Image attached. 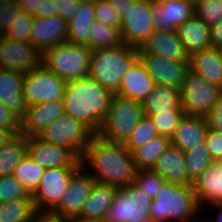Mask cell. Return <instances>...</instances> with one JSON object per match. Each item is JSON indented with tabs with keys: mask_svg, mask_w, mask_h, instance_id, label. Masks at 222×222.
Returning a JSON list of instances; mask_svg holds the SVG:
<instances>
[{
	"mask_svg": "<svg viewBox=\"0 0 222 222\" xmlns=\"http://www.w3.org/2000/svg\"><path fill=\"white\" fill-rule=\"evenodd\" d=\"M157 135L159 134L150 117L144 116L123 144L132 152L134 149L143 146Z\"/></svg>",
	"mask_w": 222,
	"mask_h": 222,
	"instance_id": "cell-37",
	"label": "cell"
},
{
	"mask_svg": "<svg viewBox=\"0 0 222 222\" xmlns=\"http://www.w3.org/2000/svg\"><path fill=\"white\" fill-rule=\"evenodd\" d=\"M186 169L189 180L193 183L213 161L206 142L199 144L193 149L185 151Z\"/></svg>",
	"mask_w": 222,
	"mask_h": 222,
	"instance_id": "cell-36",
	"label": "cell"
},
{
	"mask_svg": "<svg viewBox=\"0 0 222 222\" xmlns=\"http://www.w3.org/2000/svg\"><path fill=\"white\" fill-rule=\"evenodd\" d=\"M81 165L92 171L87 172L95 182L118 188L132 183L137 172L132 152L123 143L108 142L96 134L85 148Z\"/></svg>",
	"mask_w": 222,
	"mask_h": 222,
	"instance_id": "cell-1",
	"label": "cell"
},
{
	"mask_svg": "<svg viewBox=\"0 0 222 222\" xmlns=\"http://www.w3.org/2000/svg\"><path fill=\"white\" fill-rule=\"evenodd\" d=\"M89 47L94 49H110L122 44L120 30L104 25L95 20L90 27Z\"/></svg>",
	"mask_w": 222,
	"mask_h": 222,
	"instance_id": "cell-34",
	"label": "cell"
},
{
	"mask_svg": "<svg viewBox=\"0 0 222 222\" xmlns=\"http://www.w3.org/2000/svg\"><path fill=\"white\" fill-rule=\"evenodd\" d=\"M190 69L204 80L222 88V54L220 48L211 46L190 55Z\"/></svg>",
	"mask_w": 222,
	"mask_h": 222,
	"instance_id": "cell-27",
	"label": "cell"
},
{
	"mask_svg": "<svg viewBox=\"0 0 222 222\" xmlns=\"http://www.w3.org/2000/svg\"><path fill=\"white\" fill-rule=\"evenodd\" d=\"M138 50L139 54H152L169 60H190V55L176 31L161 32L154 30Z\"/></svg>",
	"mask_w": 222,
	"mask_h": 222,
	"instance_id": "cell-21",
	"label": "cell"
},
{
	"mask_svg": "<svg viewBox=\"0 0 222 222\" xmlns=\"http://www.w3.org/2000/svg\"><path fill=\"white\" fill-rule=\"evenodd\" d=\"M138 57L139 50L126 44L110 49H94L88 76L116 94L123 75Z\"/></svg>",
	"mask_w": 222,
	"mask_h": 222,
	"instance_id": "cell-4",
	"label": "cell"
},
{
	"mask_svg": "<svg viewBox=\"0 0 222 222\" xmlns=\"http://www.w3.org/2000/svg\"><path fill=\"white\" fill-rule=\"evenodd\" d=\"M15 0H0V5H5L6 3L12 2Z\"/></svg>",
	"mask_w": 222,
	"mask_h": 222,
	"instance_id": "cell-59",
	"label": "cell"
},
{
	"mask_svg": "<svg viewBox=\"0 0 222 222\" xmlns=\"http://www.w3.org/2000/svg\"><path fill=\"white\" fill-rule=\"evenodd\" d=\"M144 116H159L164 113H185L181 104L180 89L156 84L142 102Z\"/></svg>",
	"mask_w": 222,
	"mask_h": 222,
	"instance_id": "cell-23",
	"label": "cell"
},
{
	"mask_svg": "<svg viewBox=\"0 0 222 222\" xmlns=\"http://www.w3.org/2000/svg\"><path fill=\"white\" fill-rule=\"evenodd\" d=\"M149 1L156 5V4L161 3V2H163L165 0H149Z\"/></svg>",
	"mask_w": 222,
	"mask_h": 222,
	"instance_id": "cell-60",
	"label": "cell"
},
{
	"mask_svg": "<svg viewBox=\"0 0 222 222\" xmlns=\"http://www.w3.org/2000/svg\"><path fill=\"white\" fill-rule=\"evenodd\" d=\"M64 114L63 101L30 104L21 117L20 133L27 137H38L50 124Z\"/></svg>",
	"mask_w": 222,
	"mask_h": 222,
	"instance_id": "cell-17",
	"label": "cell"
},
{
	"mask_svg": "<svg viewBox=\"0 0 222 222\" xmlns=\"http://www.w3.org/2000/svg\"><path fill=\"white\" fill-rule=\"evenodd\" d=\"M191 4L196 5L201 0H188Z\"/></svg>",
	"mask_w": 222,
	"mask_h": 222,
	"instance_id": "cell-61",
	"label": "cell"
},
{
	"mask_svg": "<svg viewBox=\"0 0 222 222\" xmlns=\"http://www.w3.org/2000/svg\"><path fill=\"white\" fill-rule=\"evenodd\" d=\"M165 179L152 169H139L136 172L133 183L139 187L146 196L153 200L165 183Z\"/></svg>",
	"mask_w": 222,
	"mask_h": 222,
	"instance_id": "cell-39",
	"label": "cell"
},
{
	"mask_svg": "<svg viewBox=\"0 0 222 222\" xmlns=\"http://www.w3.org/2000/svg\"><path fill=\"white\" fill-rule=\"evenodd\" d=\"M202 211L192 185L165 182L152 200L149 217L156 222H184Z\"/></svg>",
	"mask_w": 222,
	"mask_h": 222,
	"instance_id": "cell-3",
	"label": "cell"
},
{
	"mask_svg": "<svg viewBox=\"0 0 222 222\" xmlns=\"http://www.w3.org/2000/svg\"><path fill=\"white\" fill-rule=\"evenodd\" d=\"M94 11L95 20L120 30L121 23L119 21L118 13L109 0H98L94 2Z\"/></svg>",
	"mask_w": 222,
	"mask_h": 222,
	"instance_id": "cell-43",
	"label": "cell"
},
{
	"mask_svg": "<svg viewBox=\"0 0 222 222\" xmlns=\"http://www.w3.org/2000/svg\"><path fill=\"white\" fill-rule=\"evenodd\" d=\"M30 222H60V218L51 213H37Z\"/></svg>",
	"mask_w": 222,
	"mask_h": 222,
	"instance_id": "cell-53",
	"label": "cell"
},
{
	"mask_svg": "<svg viewBox=\"0 0 222 222\" xmlns=\"http://www.w3.org/2000/svg\"><path fill=\"white\" fill-rule=\"evenodd\" d=\"M208 124L205 117L185 114L178 124L171 144L188 151L205 142Z\"/></svg>",
	"mask_w": 222,
	"mask_h": 222,
	"instance_id": "cell-25",
	"label": "cell"
},
{
	"mask_svg": "<svg viewBox=\"0 0 222 222\" xmlns=\"http://www.w3.org/2000/svg\"><path fill=\"white\" fill-rule=\"evenodd\" d=\"M143 117L142 102L114 94L106 117L96 135L108 142L124 143Z\"/></svg>",
	"mask_w": 222,
	"mask_h": 222,
	"instance_id": "cell-6",
	"label": "cell"
},
{
	"mask_svg": "<svg viewBox=\"0 0 222 222\" xmlns=\"http://www.w3.org/2000/svg\"><path fill=\"white\" fill-rule=\"evenodd\" d=\"M37 213L31 196L0 202V222H30Z\"/></svg>",
	"mask_w": 222,
	"mask_h": 222,
	"instance_id": "cell-33",
	"label": "cell"
},
{
	"mask_svg": "<svg viewBox=\"0 0 222 222\" xmlns=\"http://www.w3.org/2000/svg\"><path fill=\"white\" fill-rule=\"evenodd\" d=\"M200 216H202V215H201V214H198L196 217H194V218H192V219H190V220L184 221V222H208L206 218H203V216H202V217H200ZM199 217H200V218H199ZM203 219H204V220H203ZM205 219H206V220H205Z\"/></svg>",
	"mask_w": 222,
	"mask_h": 222,
	"instance_id": "cell-57",
	"label": "cell"
},
{
	"mask_svg": "<svg viewBox=\"0 0 222 222\" xmlns=\"http://www.w3.org/2000/svg\"><path fill=\"white\" fill-rule=\"evenodd\" d=\"M152 200L133 182L119 188L104 222H140L149 216Z\"/></svg>",
	"mask_w": 222,
	"mask_h": 222,
	"instance_id": "cell-10",
	"label": "cell"
},
{
	"mask_svg": "<svg viewBox=\"0 0 222 222\" xmlns=\"http://www.w3.org/2000/svg\"><path fill=\"white\" fill-rule=\"evenodd\" d=\"M33 16L21 11L8 26L3 36L20 42L31 43Z\"/></svg>",
	"mask_w": 222,
	"mask_h": 222,
	"instance_id": "cell-38",
	"label": "cell"
},
{
	"mask_svg": "<svg viewBox=\"0 0 222 222\" xmlns=\"http://www.w3.org/2000/svg\"><path fill=\"white\" fill-rule=\"evenodd\" d=\"M170 145V138L157 135L143 146L134 149L132 151V156L137 170L152 169L157 162V159L166 151Z\"/></svg>",
	"mask_w": 222,
	"mask_h": 222,
	"instance_id": "cell-32",
	"label": "cell"
},
{
	"mask_svg": "<svg viewBox=\"0 0 222 222\" xmlns=\"http://www.w3.org/2000/svg\"><path fill=\"white\" fill-rule=\"evenodd\" d=\"M154 12L155 4L149 0H136L121 22L122 44L140 49L154 31Z\"/></svg>",
	"mask_w": 222,
	"mask_h": 222,
	"instance_id": "cell-11",
	"label": "cell"
},
{
	"mask_svg": "<svg viewBox=\"0 0 222 222\" xmlns=\"http://www.w3.org/2000/svg\"><path fill=\"white\" fill-rule=\"evenodd\" d=\"M43 65V53L32 43L3 37L0 42V68L23 75Z\"/></svg>",
	"mask_w": 222,
	"mask_h": 222,
	"instance_id": "cell-13",
	"label": "cell"
},
{
	"mask_svg": "<svg viewBox=\"0 0 222 222\" xmlns=\"http://www.w3.org/2000/svg\"><path fill=\"white\" fill-rule=\"evenodd\" d=\"M139 58L154 79L155 84L180 89L190 69L189 61L169 60L152 54H139Z\"/></svg>",
	"mask_w": 222,
	"mask_h": 222,
	"instance_id": "cell-16",
	"label": "cell"
},
{
	"mask_svg": "<svg viewBox=\"0 0 222 222\" xmlns=\"http://www.w3.org/2000/svg\"><path fill=\"white\" fill-rule=\"evenodd\" d=\"M140 222H156V221L148 216L147 218L142 219Z\"/></svg>",
	"mask_w": 222,
	"mask_h": 222,
	"instance_id": "cell-58",
	"label": "cell"
},
{
	"mask_svg": "<svg viewBox=\"0 0 222 222\" xmlns=\"http://www.w3.org/2000/svg\"><path fill=\"white\" fill-rule=\"evenodd\" d=\"M56 15L53 0H39V14L36 17L48 18Z\"/></svg>",
	"mask_w": 222,
	"mask_h": 222,
	"instance_id": "cell-51",
	"label": "cell"
},
{
	"mask_svg": "<svg viewBox=\"0 0 222 222\" xmlns=\"http://www.w3.org/2000/svg\"><path fill=\"white\" fill-rule=\"evenodd\" d=\"M205 118L208 128L222 133V94Z\"/></svg>",
	"mask_w": 222,
	"mask_h": 222,
	"instance_id": "cell-48",
	"label": "cell"
},
{
	"mask_svg": "<svg viewBox=\"0 0 222 222\" xmlns=\"http://www.w3.org/2000/svg\"><path fill=\"white\" fill-rule=\"evenodd\" d=\"M28 137L16 134L0 148V177L12 175L20 161L27 155Z\"/></svg>",
	"mask_w": 222,
	"mask_h": 222,
	"instance_id": "cell-31",
	"label": "cell"
},
{
	"mask_svg": "<svg viewBox=\"0 0 222 222\" xmlns=\"http://www.w3.org/2000/svg\"><path fill=\"white\" fill-rule=\"evenodd\" d=\"M21 10L36 17L39 14V0H16Z\"/></svg>",
	"mask_w": 222,
	"mask_h": 222,
	"instance_id": "cell-50",
	"label": "cell"
},
{
	"mask_svg": "<svg viewBox=\"0 0 222 222\" xmlns=\"http://www.w3.org/2000/svg\"><path fill=\"white\" fill-rule=\"evenodd\" d=\"M80 168H46L39 186L31 194L38 213H51L68 189L72 176Z\"/></svg>",
	"mask_w": 222,
	"mask_h": 222,
	"instance_id": "cell-12",
	"label": "cell"
},
{
	"mask_svg": "<svg viewBox=\"0 0 222 222\" xmlns=\"http://www.w3.org/2000/svg\"><path fill=\"white\" fill-rule=\"evenodd\" d=\"M95 180L81 167L71 178L68 189L63 195L58 206L51 212L58 218L79 216L83 204L89 197Z\"/></svg>",
	"mask_w": 222,
	"mask_h": 222,
	"instance_id": "cell-15",
	"label": "cell"
},
{
	"mask_svg": "<svg viewBox=\"0 0 222 222\" xmlns=\"http://www.w3.org/2000/svg\"><path fill=\"white\" fill-rule=\"evenodd\" d=\"M24 75L9 69L0 68V102L22 117L26 112L23 95Z\"/></svg>",
	"mask_w": 222,
	"mask_h": 222,
	"instance_id": "cell-26",
	"label": "cell"
},
{
	"mask_svg": "<svg viewBox=\"0 0 222 222\" xmlns=\"http://www.w3.org/2000/svg\"><path fill=\"white\" fill-rule=\"evenodd\" d=\"M95 21L94 3L81 1L74 16L67 21L68 42L89 47L90 27Z\"/></svg>",
	"mask_w": 222,
	"mask_h": 222,
	"instance_id": "cell-30",
	"label": "cell"
},
{
	"mask_svg": "<svg viewBox=\"0 0 222 222\" xmlns=\"http://www.w3.org/2000/svg\"><path fill=\"white\" fill-rule=\"evenodd\" d=\"M31 194L13 176L0 177V202H8L15 198H29Z\"/></svg>",
	"mask_w": 222,
	"mask_h": 222,
	"instance_id": "cell-41",
	"label": "cell"
},
{
	"mask_svg": "<svg viewBox=\"0 0 222 222\" xmlns=\"http://www.w3.org/2000/svg\"><path fill=\"white\" fill-rule=\"evenodd\" d=\"M3 33L0 31V42H1V39L3 38Z\"/></svg>",
	"mask_w": 222,
	"mask_h": 222,
	"instance_id": "cell-63",
	"label": "cell"
},
{
	"mask_svg": "<svg viewBox=\"0 0 222 222\" xmlns=\"http://www.w3.org/2000/svg\"><path fill=\"white\" fill-rule=\"evenodd\" d=\"M180 93L185 114L206 117L222 94V88L207 82L198 73L189 69Z\"/></svg>",
	"mask_w": 222,
	"mask_h": 222,
	"instance_id": "cell-8",
	"label": "cell"
},
{
	"mask_svg": "<svg viewBox=\"0 0 222 222\" xmlns=\"http://www.w3.org/2000/svg\"><path fill=\"white\" fill-rule=\"evenodd\" d=\"M184 115L185 113H164L159 116H150V119L159 135L171 139Z\"/></svg>",
	"mask_w": 222,
	"mask_h": 222,
	"instance_id": "cell-42",
	"label": "cell"
},
{
	"mask_svg": "<svg viewBox=\"0 0 222 222\" xmlns=\"http://www.w3.org/2000/svg\"><path fill=\"white\" fill-rule=\"evenodd\" d=\"M16 134L11 129L0 128V148L10 141Z\"/></svg>",
	"mask_w": 222,
	"mask_h": 222,
	"instance_id": "cell-54",
	"label": "cell"
},
{
	"mask_svg": "<svg viewBox=\"0 0 222 222\" xmlns=\"http://www.w3.org/2000/svg\"><path fill=\"white\" fill-rule=\"evenodd\" d=\"M91 55L90 47L65 42L43 53V65L68 82L88 76Z\"/></svg>",
	"mask_w": 222,
	"mask_h": 222,
	"instance_id": "cell-5",
	"label": "cell"
},
{
	"mask_svg": "<svg viewBox=\"0 0 222 222\" xmlns=\"http://www.w3.org/2000/svg\"><path fill=\"white\" fill-rule=\"evenodd\" d=\"M0 128L11 129L15 134L21 131V117L0 102Z\"/></svg>",
	"mask_w": 222,
	"mask_h": 222,
	"instance_id": "cell-44",
	"label": "cell"
},
{
	"mask_svg": "<svg viewBox=\"0 0 222 222\" xmlns=\"http://www.w3.org/2000/svg\"><path fill=\"white\" fill-rule=\"evenodd\" d=\"M212 209H214V213H216L217 216L216 219L212 220V218L209 220L207 219L208 222H222V204H214L210 206Z\"/></svg>",
	"mask_w": 222,
	"mask_h": 222,
	"instance_id": "cell-55",
	"label": "cell"
},
{
	"mask_svg": "<svg viewBox=\"0 0 222 222\" xmlns=\"http://www.w3.org/2000/svg\"><path fill=\"white\" fill-rule=\"evenodd\" d=\"M192 187L201 210H205V206L222 204V161H212Z\"/></svg>",
	"mask_w": 222,
	"mask_h": 222,
	"instance_id": "cell-22",
	"label": "cell"
},
{
	"mask_svg": "<svg viewBox=\"0 0 222 222\" xmlns=\"http://www.w3.org/2000/svg\"><path fill=\"white\" fill-rule=\"evenodd\" d=\"M118 190L119 188L116 186L95 182L79 216L89 220L104 222Z\"/></svg>",
	"mask_w": 222,
	"mask_h": 222,
	"instance_id": "cell-28",
	"label": "cell"
},
{
	"mask_svg": "<svg viewBox=\"0 0 222 222\" xmlns=\"http://www.w3.org/2000/svg\"><path fill=\"white\" fill-rule=\"evenodd\" d=\"M152 170L159 173L166 182L192 185L187 175L185 153L173 144L157 159Z\"/></svg>",
	"mask_w": 222,
	"mask_h": 222,
	"instance_id": "cell-24",
	"label": "cell"
},
{
	"mask_svg": "<svg viewBox=\"0 0 222 222\" xmlns=\"http://www.w3.org/2000/svg\"><path fill=\"white\" fill-rule=\"evenodd\" d=\"M67 82L41 65L24 75L23 95L26 105L63 101Z\"/></svg>",
	"mask_w": 222,
	"mask_h": 222,
	"instance_id": "cell-9",
	"label": "cell"
},
{
	"mask_svg": "<svg viewBox=\"0 0 222 222\" xmlns=\"http://www.w3.org/2000/svg\"><path fill=\"white\" fill-rule=\"evenodd\" d=\"M189 55L212 46L210 27L196 15L176 30Z\"/></svg>",
	"mask_w": 222,
	"mask_h": 222,
	"instance_id": "cell-29",
	"label": "cell"
},
{
	"mask_svg": "<svg viewBox=\"0 0 222 222\" xmlns=\"http://www.w3.org/2000/svg\"><path fill=\"white\" fill-rule=\"evenodd\" d=\"M93 135L80 120L64 114L50 124L39 137L47 143L70 149L81 159Z\"/></svg>",
	"mask_w": 222,
	"mask_h": 222,
	"instance_id": "cell-7",
	"label": "cell"
},
{
	"mask_svg": "<svg viewBox=\"0 0 222 222\" xmlns=\"http://www.w3.org/2000/svg\"><path fill=\"white\" fill-rule=\"evenodd\" d=\"M45 168L37 165L26 155L17 165L12 175L32 194L41 181Z\"/></svg>",
	"mask_w": 222,
	"mask_h": 222,
	"instance_id": "cell-35",
	"label": "cell"
},
{
	"mask_svg": "<svg viewBox=\"0 0 222 222\" xmlns=\"http://www.w3.org/2000/svg\"><path fill=\"white\" fill-rule=\"evenodd\" d=\"M118 13L120 23L125 19L126 11L136 0H109Z\"/></svg>",
	"mask_w": 222,
	"mask_h": 222,
	"instance_id": "cell-49",
	"label": "cell"
},
{
	"mask_svg": "<svg viewBox=\"0 0 222 222\" xmlns=\"http://www.w3.org/2000/svg\"><path fill=\"white\" fill-rule=\"evenodd\" d=\"M212 46L222 48V19L210 27Z\"/></svg>",
	"mask_w": 222,
	"mask_h": 222,
	"instance_id": "cell-52",
	"label": "cell"
},
{
	"mask_svg": "<svg viewBox=\"0 0 222 222\" xmlns=\"http://www.w3.org/2000/svg\"><path fill=\"white\" fill-rule=\"evenodd\" d=\"M155 85L154 79L149 75L148 70L138 57L123 75L116 95L143 102Z\"/></svg>",
	"mask_w": 222,
	"mask_h": 222,
	"instance_id": "cell-20",
	"label": "cell"
},
{
	"mask_svg": "<svg viewBox=\"0 0 222 222\" xmlns=\"http://www.w3.org/2000/svg\"><path fill=\"white\" fill-rule=\"evenodd\" d=\"M81 1H87V2H92V3H94V2H96V1H98V0H81Z\"/></svg>",
	"mask_w": 222,
	"mask_h": 222,
	"instance_id": "cell-62",
	"label": "cell"
},
{
	"mask_svg": "<svg viewBox=\"0 0 222 222\" xmlns=\"http://www.w3.org/2000/svg\"><path fill=\"white\" fill-rule=\"evenodd\" d=\"M27 155L37 165L46 168H81L79 159L70 149L47 143L38 137H28Z\"/></svg>",
	"mask_w": 222,
	"mask_h": 222,
	"instance_id": "cell-14",
	"label": "cell"
},
{
	"mask_svg": "<svg viewBox=\"0 0 222 222\" xmlns=\"http://www.w3.org/2000/svg\"><path fill=\"white\" fill-rule=\"evenodd\" d=\"M195 15L211 27L222 19V0H201L195 5Z\"/></svg>",
	"mask_w": 222,
	"mask_h": 222,
	"instance_id": "cell-40",
	"label": "cell"
},
{
	"mask_svg": "<svg viewBox=\"0 0 222 222\" xmlns=\"http://www.w3.org/2000/svg\"><path fill=\"white\" fill-rule=\"evenodd\" d=\"M56 15L69 21L81 4V0H53Z\"/></svg>",
	"mask_w": 222,
	"mask_h": 222,
	"instance_id": "cell-47",
	"label": "cell"
},
{
	"mask_svg": "<svg viewBox=\"0 0 222 222\" xmlns=\"http://www.w3.org/2000/svg\"><path fill=\"white\" fill-rule=\"evenodd\" d=\"M65 42H68L67 21L57 15L48 18L33 16L31 43L42 53Z\"/></svg>",
	"mask_w": 222,
	"mask_h": 222,
	"instance_id": "cell-18",
	"label": "cell"
},
{
	"mask_svg": "<svg viewBox=\"0 0 222 222\" xmlns=\"http://www.w3.org/2000/svg\"><path fill=\"white\" fill-rule=\"evenodd\" d=\"M195 15V5L188 0H165L155 5L154 30L176 31Z\"/></svg>",
	"mask_w": 222,
	"mask_h": 222,
	"instance_id": "cell-19",
	"label": "cell"
},
{
	"mask_svg": "<svg viewBox=\"0 0 222 222\" xmlns=\"http://www.w3.org/2000/svg\"><path fill=\"white\" fill-rule=\"evenodd\" d=\"M21 8L18 2L12 1L5 5H0V31L5 32L6 28L12 24L16 15H19Z\"/></svg>",
	"mask_w": 222,
	"mask_h": 222,
	"instance_id": "cell-46",
	"label": "cell"
},
{
	"mask_svg": "<svg viewBox=\"0 0 222 222\" xmlns=\"http://www.w3.org/2000/svg\"><path fill=\"white\" fill-rule=\"evenodd\" d=\"M60 222H98V221L89 220L80 216H71L67 218H60Z\"/></svg>",
	"mask_w": 222,
	"mask_h": 222,
	"instance_id": "cell-56",
	"label": "cell"
},
{
	"mask_svg": "<svg viewBox=\"0 0 222 222\" xmlns=\"http://www.w3.org/2000/svg\"><path fill=\"white\" fill-rule=\"evenodd\" d=\"M205 142L213 161H222V133L208 128Z\"/></svg>",
	"mask_w": 222,
	"mask_h": 222,
	"instance_id": "cell-45",
	"label": "cell"
},
{
	"mask_svg": "<svg viewBox=\"0 0 222 222\" xmlns=\"http://www.w3.org/2000/svg\"><path fill=\"white\" fill-rule=\"evenodd\" d=\"M113 93L90 76L67 82L64 112L80 120L94 134L100 130Z\"/></svg>",
	"mask_w": 222,
	"mask_h": 222,
	"instance_id": "cell-2",
	"label": "cell"
}]
</instances>
